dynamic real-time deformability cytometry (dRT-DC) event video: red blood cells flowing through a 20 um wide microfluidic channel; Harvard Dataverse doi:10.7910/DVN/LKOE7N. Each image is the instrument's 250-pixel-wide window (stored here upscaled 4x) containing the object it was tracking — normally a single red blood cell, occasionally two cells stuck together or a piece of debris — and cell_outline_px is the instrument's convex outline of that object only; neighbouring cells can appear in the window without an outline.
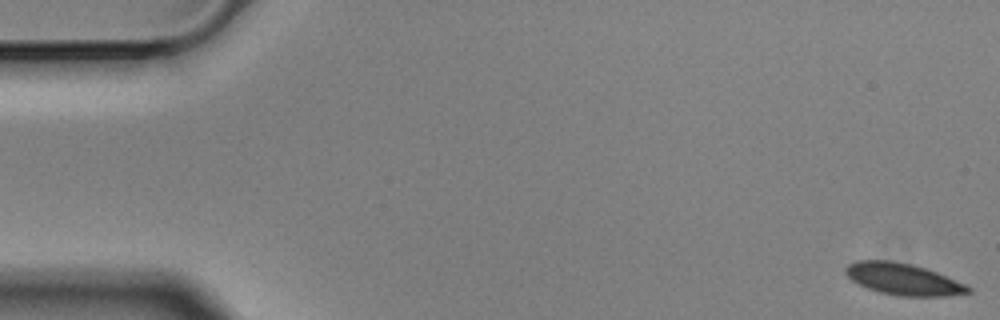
{"species": "Egyptian fruit bat (a non-hibernating species)", "species_latin": "Rousettus aegyptiacus", "temperature_condition": "cold", "stored_images_in_passage": 10, "camera_frame_rate_fps": 3000, "um_per_image_px": 0.085, "animal": {"sex": "male"}, "frame": {"image": 1, "passage_image": 1, "time_ms": 0.0, "image_size_px": [1000, 320], "cell_outline_px": [[972, 292], [948, 296], [900, 296], [880, 292], [868, 288], [852, 280], [844, 272], [844, 268], [848, 264], [856, 260], [892, 260], [912, 264], [936, 272], [964, 284], [972, 288]], "centroid_in_image_um": [76.75, 23.72], "position_along_channel_um": 8.2, "area_um2": 22.48}}
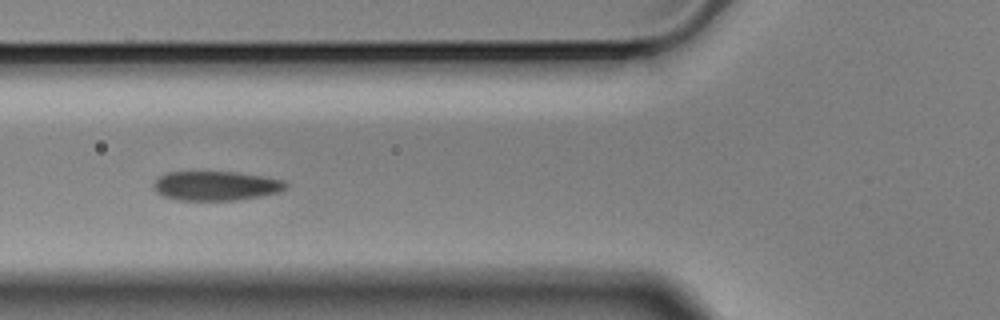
{"frame": {"image": 2, "passage_image": 6, "time_ms": 1.667, "image_size_px": [1000, 320], "cell_outline_px": [[288, 188], [280, 192], [260, 196], [236, 200], [176, 200], [164, 196], [156, 192], [152, 188], [152, 184], [160, 176], [168, 172], [240, 172], [264, 176], [284, 180], [288, 184]], "centroid_in_image_um": [18.38, 15.79], "position_along_channel_um": 107.4, "area_um2": 22.83}}
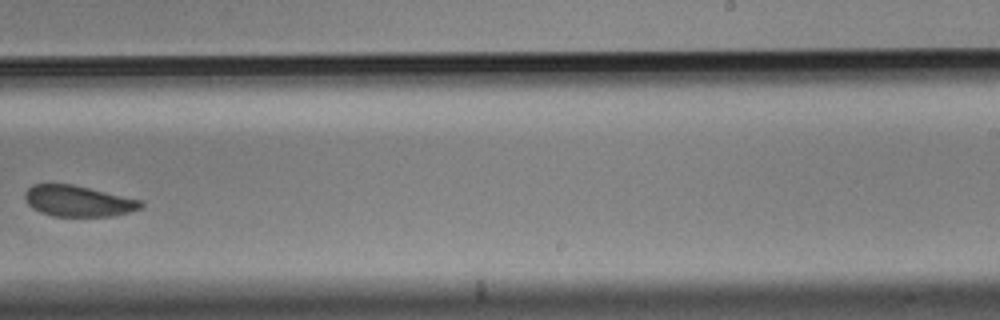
{"frame": {"image": 3, "passage_image": 10, "time_ms": 3.0, "image_size_px": [1000, 320], "cell_outline_px": [[144, 204], [140, 208], [128, 212], [112, 216], [52, 216], [40, 212], [32, 208], [24, 200], [24, 192], [32, 184], [72, 184], [144, 200]], "centroid_in_image_um": [6.63, 17.08], "position_along_channel_um": 282.4, "area_um2": 21.1}}